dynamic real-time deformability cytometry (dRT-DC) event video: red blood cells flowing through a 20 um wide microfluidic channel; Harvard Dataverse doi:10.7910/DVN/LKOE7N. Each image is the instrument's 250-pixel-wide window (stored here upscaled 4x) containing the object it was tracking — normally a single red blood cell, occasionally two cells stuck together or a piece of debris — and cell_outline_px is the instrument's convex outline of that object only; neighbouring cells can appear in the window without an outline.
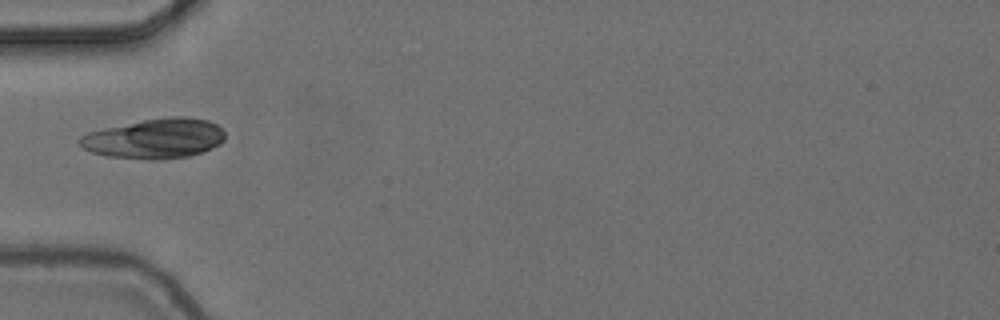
{"species": "common noctule bat (a hibernating species)", "species_latin": "Nyctalus noctula", "temperature_condition": "cold", "stored_images_in_passage": 7, "camera_frame_rate_fps": 3000, "um_per_image_px": 0.085, "animal": {"sex": "female", "body_mass_g": 24.6, "forearm_length_mm": 56.2}, "frame": {"image": 1, "passage_image": 5, "time_ms": 1.333, "image_size_px": [1000, 320], "cell_outline_px": [[224, 140], [220, 144], [212, 148], [188, 156], [160, 160], [148, 160], [108, 156], [92, 152], [84, 148], [76, 140], [80, 136], [88, 132], [104, 128], [144, 120], [172, 116], [184, 116], [208, 120], [216, 124], [224, 132]], "centroid_in_image_um": [13.15, 11.78], "position_along_channel_um": 71.8, "area_um2": 33.76}}
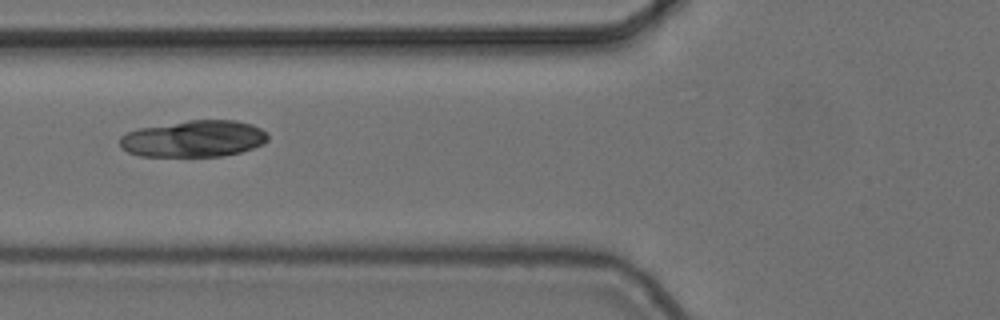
{"frame": {"image": 2, "passage_image": 6, "time_ms": 1.667, "image_size_px": [1000, 320], "cell_outline_px": [[268, 140], [264, 144], [240, 152], [224, 156], [140, 156], [128, 152], [120, 148], [120, 136], [128, 132], [140, 128], [188, 120], [236, 120], [252, 124], [268, 132]], "centroid_in_image_um": [16.49, 11.79], "position_along_channel_um": 109.3, "area_um2": 31.73}}
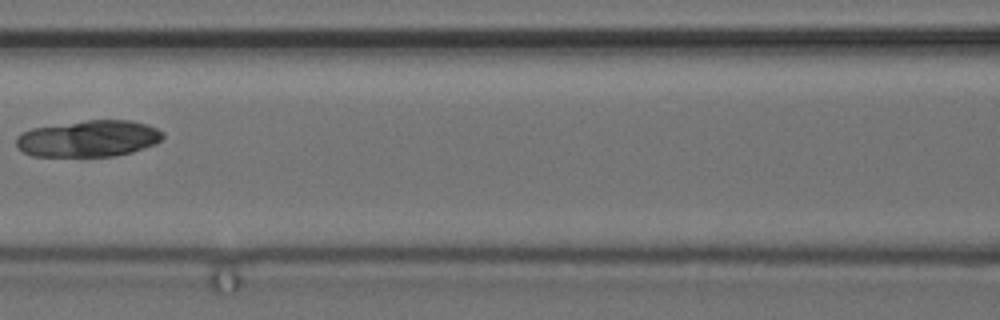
{"frame": {"image": 3, "passage_image": 7, "time_ms": 2.0, "image_size_px": [1000, 320], "cell_outline_px": [[164, 136], [156, 144], [132, 152], [116, 156], [32, 156], [24, 152], [16, 144], [16, 136], [32, 128], [88, 120], [132, 120], [148, 124], [164, 132]], "centroid_in_image_um": [7.57, 11.78], "position_along_channel_um": 159.0, "area_um2": 31.21}}